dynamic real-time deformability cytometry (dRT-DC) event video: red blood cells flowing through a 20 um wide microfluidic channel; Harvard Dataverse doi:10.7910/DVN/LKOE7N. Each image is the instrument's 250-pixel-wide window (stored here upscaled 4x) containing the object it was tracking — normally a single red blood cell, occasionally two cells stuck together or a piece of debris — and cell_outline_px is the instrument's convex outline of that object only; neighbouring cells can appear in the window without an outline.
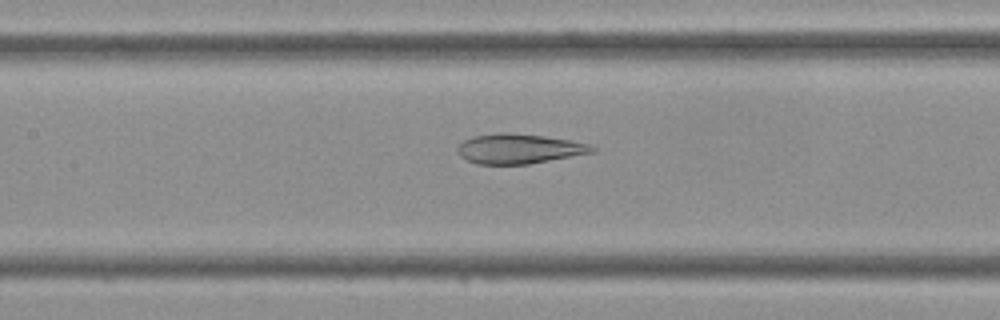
{"species": "Egyptian fruit bat (a non-hibernating species)", "species_latin": "Rousettus aegyptiacus", "temperature_condition": "cold", "stored_images_in_passage": 32, "camera_frame_rate_fps": 3000, "um_per_image_px": 0.085, "frame": {"image": 1, "passage_image": 9, "time_ms": 2.667, "image_size_px": [1000, 320], "cell_outline_px": [[596, 152], [528, 164], [476, 164], [460, 156], [456, 148], [464, 140], [472, 136], [500, 132], [508, 132], [544, 136], [592, 144], [596, 148]], "centroid_in_image_um": [44.12, 12.64], "position_along_channel_um": 163.3, "area_um2": 23.47}}
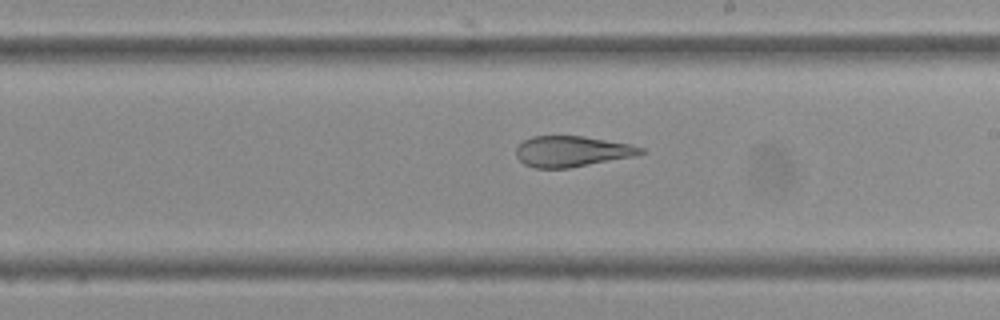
{"frame": {"image": 2, "passage_image": 14, "time_ms": 4.333, "image_size_px": [1000, 320], "cell_outline_px": [[648, 152], [632, 156], [568, 168], [536, 168], [524, 164], [516, 156], [516, 148], [524, 140], [532, 136], [584, 136], [628, 144], [644, 148]], "centroid_in_image_um": [48.59, 12.86], "position_along_channel_um": 240.4, "area_um2": 22.08}}
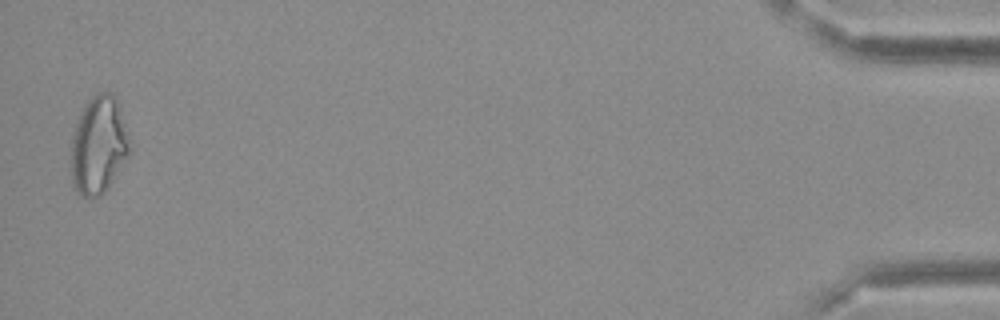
{"frame": {"image": 3, "passage_image": 32, "time_ms": 10.333, "image_size_px": [1000, 320], "cell_outline_px": [[132, 152], [108, 188], [100, 196], [84, 196], [72, 184], [72, 136], [80, 112], [84, 104], [96, 92], [112, 92], [116, 96], [124, 120], [132, 148]], "centroid_in_image_um": [8.42, 12.3], "position_along_channel_um": 426.8, "area_um2": 33.58}}